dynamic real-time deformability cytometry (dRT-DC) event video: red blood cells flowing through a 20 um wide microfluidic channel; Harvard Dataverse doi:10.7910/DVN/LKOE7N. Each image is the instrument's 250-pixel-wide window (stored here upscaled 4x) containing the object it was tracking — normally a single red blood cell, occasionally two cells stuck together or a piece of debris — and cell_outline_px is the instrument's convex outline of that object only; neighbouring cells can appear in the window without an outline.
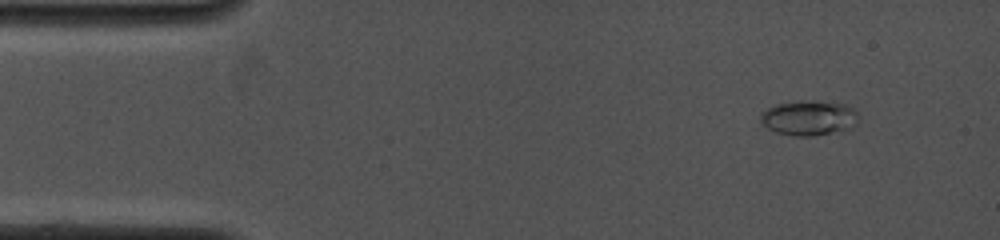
{"species": "common noctule bat (a hibernating species)", "species_latin": "Nyctalus noctula", "temperature_condition": "cold", "stored_images_in_passage": 35, "camera_frame_rate_fps": 4000, "um_per_image_px": 0.085, "animal": {"sex": "female", "body_mass_g": 19.0, "forearm_length_mm": 53.3}, "frame": {"image": 1, "passage_image": 1, "time_ms": 0.0, "image_size_px": [1000, 240], "cell_outline_px": [[856, 124], [848, 128], [812, 136], [796, 136], [776, 132], [768, 128], [760, 120], [760, 116], [768, 108], [776, 104], [800, 100], [844, 104], [852, 108], [856, 112]], "centroid_in_image_um": [68.71, 10.02], "position_along_channel_um": 16.3, "area_um2": 19.36}}
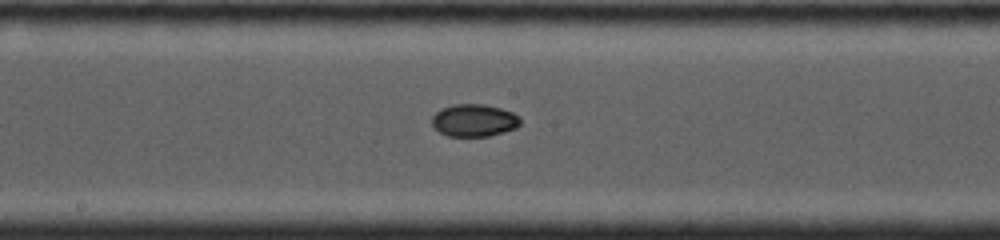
{"frame": {"image": 2, "passage_image": 17, "time_ms": 6.75, "image_size_px": [1000, 240], "cell_outline_px": [[520, 124], [516, 128], [504, 132], [488, 136], [448, 136], [432, 128], [432, 116], [440, 108], [452, 104], [484, 104], [500, 108], [512, 112], [520, 116]], "centroid_in_image_um": [40.27, 10.22], "position_along_channel_um": 207.9, "area_um2": 16.88}}
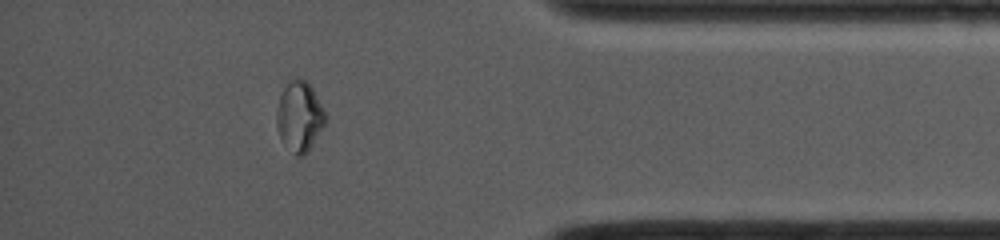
{"frame": {"image": 3, "passage_image": 30, "time_ms": 12.0, "image_size_px": [1000, 240], "cell_outline_px": [[328, 120], [308, 152], [304, 156], [296, 156], [280, 136], [276, 124], [276, 112], [280, 96], [284, 88], [292, 80], [308, 80]], "centroid_in_image_um": [25.47, 9.93], "position_along_channel_um": 409.7, "area_um2": 19.54}, "authors_computed_cell_mechanics": {"area_um2": 16.8776, "velocity_mm_per_s": 4.1392, "shape_relaxation_time_tau1_ms": 8.2918, "shape_relaxation_time_tau2_ms": null, "deformation_change_tau1": 0.1594, "deformation_change_tau2": null}}